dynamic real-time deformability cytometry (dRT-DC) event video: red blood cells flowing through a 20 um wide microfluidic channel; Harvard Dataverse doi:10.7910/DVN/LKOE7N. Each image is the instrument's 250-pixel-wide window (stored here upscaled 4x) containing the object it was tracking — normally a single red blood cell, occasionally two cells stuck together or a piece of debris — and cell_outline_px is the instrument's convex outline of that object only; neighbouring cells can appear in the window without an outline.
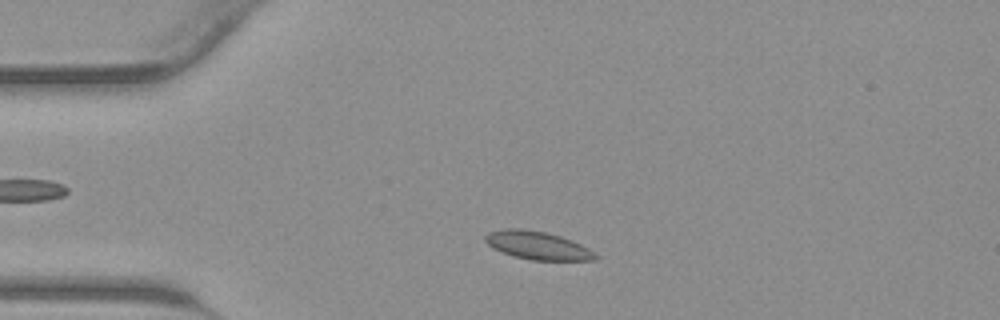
{"species": "common noctule bat (a hibernating species)", "species_latin": "Nyctalus noctula", "temperature_condition": "warm", "stored_images_in_passage": 38, "camera_frame_rate_fps": 3000, "um_per_image_px": 0.085, "animal": {"sex": "male", "body_mass_g": 23.1, "forearm_length_mm": 52.7}, "frame": {"image": 1, "passage_image": 5, "time_ms": 1.333, "image_size_px": [1000, 320], "cell_outline_px": [[600, 256], [596, 260], [532, 260], [512, 256], [492, 248], [484, 240], [484, 236], [488, 232], [504, 228], [520, 228], [548, 232], [572, 240], [588, 248]], "centroid_in_image_um": [45.68, 20.85], "position_along_channel_um": 39.3, "area_um2": 18.26}}
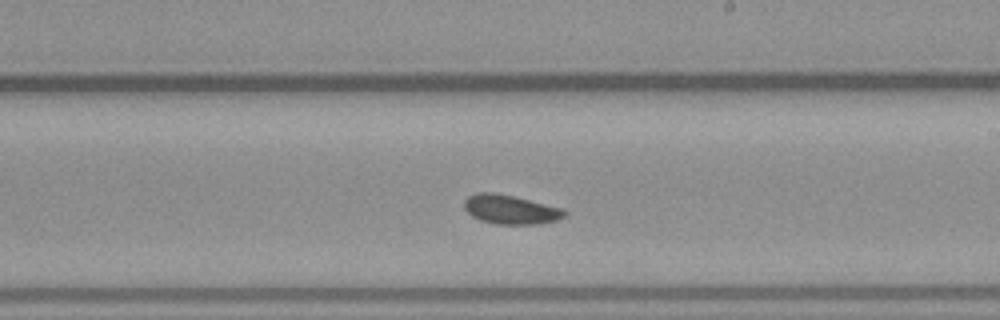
{"frame": {"image": 2, "passage_image": 20, "time_ms": 6.333, "image_size_px": [1000, 320], "cell_outline_px": [[568, 212], [564, 216], [556, 220], [536, 224], [496, 224], [480, 220], [472, 216], [464, 208], [464, 200], [468, 196], [476, 192], [496, 192], [564, 208]], "centroid_in_image_um": [43.38, 17.79], "position_along_channel_um": 245.6, "area_um2": 17.11}}
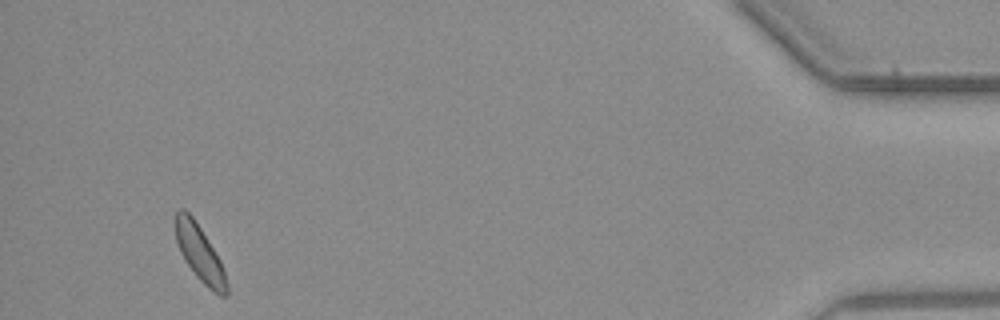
{"frame": {"image": 3, "passage_image": 36, "time_ms": 11.667, "image_size_px": [1000, 320], "cell_outline_px": [[228, 292], [224, 296], [220, 296], [208, 288], [196, 276], [184, 260], [180, 252], [176, 240], [172, 216], [176, 208], [184, 208], [192, 216], [200, 228], [220, 260], [228, 284]], "centroid_in_image_um": [16.91, 21.47], "position_along_channel_um": 418.3, "area_um2": 16.94}}